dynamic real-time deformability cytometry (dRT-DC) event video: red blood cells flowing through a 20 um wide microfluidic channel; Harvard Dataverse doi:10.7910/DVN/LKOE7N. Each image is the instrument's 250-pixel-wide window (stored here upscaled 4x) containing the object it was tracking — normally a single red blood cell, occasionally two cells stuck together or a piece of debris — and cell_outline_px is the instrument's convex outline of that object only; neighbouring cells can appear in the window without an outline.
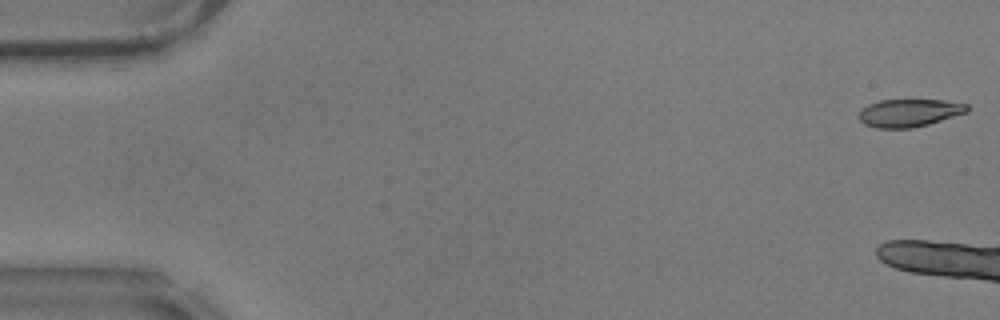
{"species": "common noctule bat (a hibernating species)", "species_latin": "Nyctalus noctula", "temperature_condition": "warm", "stored_images_in_passage": 5, "camera_frame_rate_fps": 3000, "um_per_image_px": 0.085, "animal": {"sex": "male", "body_mass_g": 17.9}, "frame": {"image": 1, "passage_image": 1, "time_ms": 0.0, "image_size_px": [1000, 320], "cell_outline_px": [[968, 112], [928, 124], [912, 128], [876, 128], [864, 124], [860, 120], [860, 112], [868, 104], [880, 100], [944, 100], [968, 104]], "centroid_in_image_um": [77.3, 9.59], "position_along_channel_um": 7.7, "area_um2": 17.4}}